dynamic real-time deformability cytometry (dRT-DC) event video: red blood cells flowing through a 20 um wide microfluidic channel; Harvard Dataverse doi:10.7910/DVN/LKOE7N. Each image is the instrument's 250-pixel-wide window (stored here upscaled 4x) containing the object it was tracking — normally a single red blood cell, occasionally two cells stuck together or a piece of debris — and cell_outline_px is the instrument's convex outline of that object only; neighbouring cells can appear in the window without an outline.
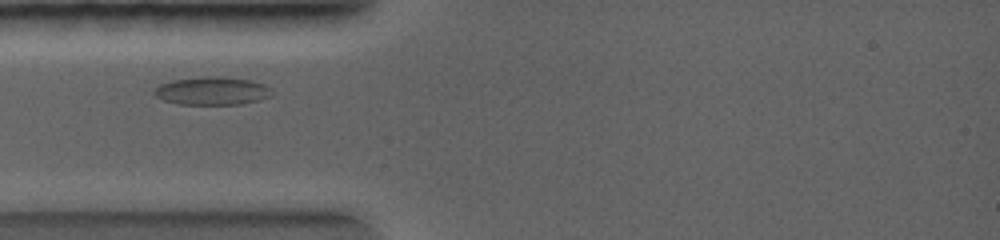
{"species": "common noctule bat (a hibernating species)", "species_latin": "Nyctalus noctula", "temperature_condition": "warm", "stored_images_in_passage": 8, "camera_frame_rate_fps": 5000, "um_per_image_px": 0.085, "animal": {"sex": "female", "body_mass_g": 19.0, "forearm_length_mm": 56.7}, "frame": {"image": 1, "passage_image": 3, "time_ms": 1.4, "image_size_px": [1000, 240], "cell_outline_px": [[272, 96], [260, 100], [240, 104], [176, 104], [164, 100], [156, 96], [152, 92], [160, 84], [172, 80], [204, 76], [220, 76], [252, 80], [264, 84], [272, 88]], "centroid_in_image_um": [18.06, 7.72], "position_along_channel_um": 66.9, "area_um2": 19.42}}
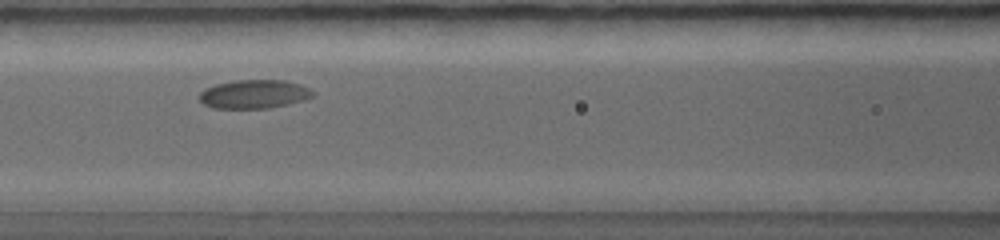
{"frame": {"image": 2, "passage_image": 5, "time_ms": 2.8, "image_size_px": [1000, 240], "cell_outline_px": [[316, 92], [312, 96], [304, 100], [288, 104], [268, 108], [212, 108], [204, 104], [200, 100], [200, 92], [204, 88], [216, 84], [236, 80], [284, 80], [300, 84]], "centroid_in_image_um": [21.6, 8.0], "position_along_channel_um": 145.0, "area_um2": 18.96}}
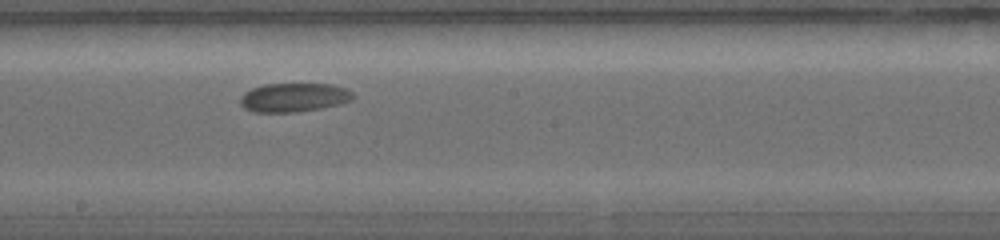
{"frame": {"image": 3, "passage_image": 7, "time_ms": 4.2, "image_size_px": [1000, 240], "cell_outline_px": [[352, 100], [340, 104], [320, 108], [296, 112], [252, 112], [244, 108], [240, 104], [240, 96], [244, 92], [252, 88], [264, 84], [332, 84], [344, 88], [352, 92]], "centroid_in_image_um": [24.93, 8.28], "position_along_channel_um": 223.3, "area_um2": 18.96}}